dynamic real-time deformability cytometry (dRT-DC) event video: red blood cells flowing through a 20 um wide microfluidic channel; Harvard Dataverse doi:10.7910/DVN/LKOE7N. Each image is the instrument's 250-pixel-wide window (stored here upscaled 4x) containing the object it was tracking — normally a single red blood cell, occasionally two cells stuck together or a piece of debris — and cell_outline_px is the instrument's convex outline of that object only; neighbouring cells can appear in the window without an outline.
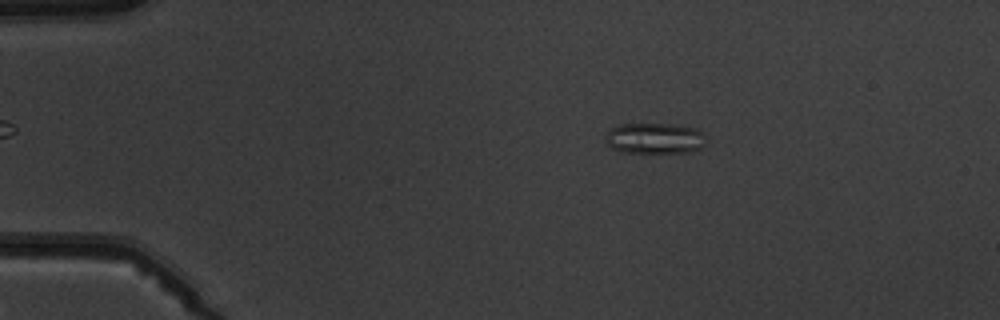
{"species": "common noctule bat (a hibernating species)", "species_latin": "Nyctalus noctula", "temperature_condition": "warm", "stored_images_in_passage": 6, "camera_frame_rate_fps": 3000, "um_per_image_px": 0.085, "animal": {"sex": "male", "body_mass_g": 19.5, "forearm_length_mm": 54.6}, "frame": {"image": 1, "passage_image": 3, "time_ms": 2.333, "image_size_px": [1000, 320], "cell_outline_px": [[704, 132], [700, 148], [688, 152], [620, 152], [612, 148], [608, 144], [608, 132], [612, 128], [620, 124], [668, 124], [696, 128]], "centroid_in_image_um": [55.64, 11.75], "position_along_channel_um": 29.4, "area_um2": 17.57}}
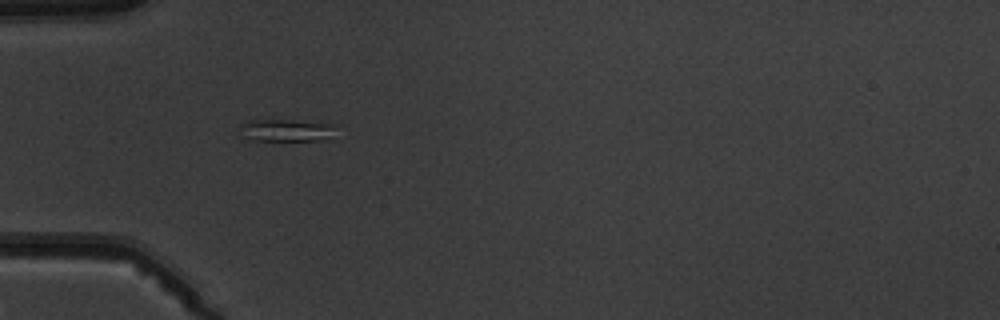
{"frame": {"image": 2, "passage_image": 5, "time_ms": 4.667, "image_size_px": [1000, 320], "cell_outline_px": [[336, 124], [320, 140], [256, 140], [240, 124], [248, 120], [288, 120]], "centroid_in_image_um": [24.35, 11.04], "position_along_channel_um": 60.6, "area_um2": 11.21}}